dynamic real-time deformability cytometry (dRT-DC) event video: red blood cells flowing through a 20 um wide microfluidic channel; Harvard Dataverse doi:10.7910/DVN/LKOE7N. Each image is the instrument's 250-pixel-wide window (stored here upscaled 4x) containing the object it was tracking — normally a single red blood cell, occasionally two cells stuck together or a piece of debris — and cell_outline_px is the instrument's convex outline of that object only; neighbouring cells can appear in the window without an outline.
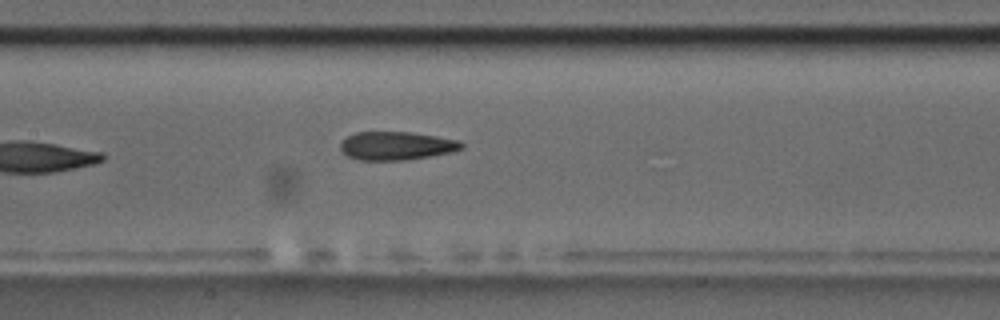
{"species": "common noctule bat (a hibernating species)", "species_latin": "Nyctalus noctula", "temperature_condition": "room temperature", "stored_images_in_passage": 7, "camera_frame_rate_fps": 3000, "um_per_image_px": 0.085, "animal": {"sex": "male", "body_mass_g": 17.5, "forearm_length_mm": 52.3}, "frame": {"image": 1, "passage_image": 7, "time_ms": 7.0, "image_size_px": [1000, 320], "cell_outline_px": [[464, 148], [452, 152], [404, 160], [360, 160], [348, 156], [340, 148], [340, 144], [348, 136], [356, 132], [412, 132], [460, 140], [464, 144]], "centroid_in_image_um": [33.73, 12.38], "position_along_channel_um": 173.7, "area_um2": 19.94}}